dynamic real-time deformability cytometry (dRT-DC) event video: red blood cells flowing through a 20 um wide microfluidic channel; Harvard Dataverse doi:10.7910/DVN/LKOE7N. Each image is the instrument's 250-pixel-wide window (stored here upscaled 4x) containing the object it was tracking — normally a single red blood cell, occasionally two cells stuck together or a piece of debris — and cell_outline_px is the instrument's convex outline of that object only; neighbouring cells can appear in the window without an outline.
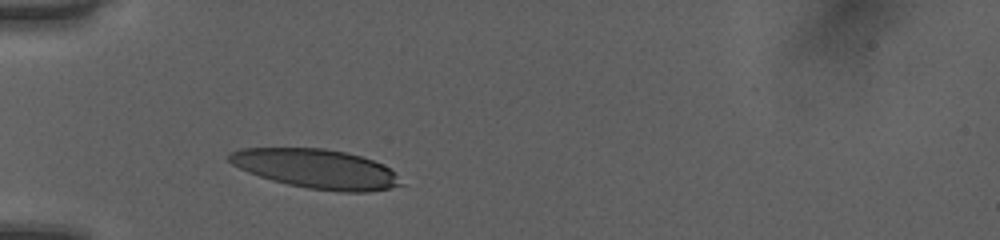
{"species": "human", "species_latin": "Homo sapiens", "temperature_condition": "room temperature", "stored_images_in_passage": 32, "camera_frame_rate_fps": 3000, "um_per_image_px": 0.085, "donor": {"sex": "female"}, "frame": {"image": 1, "passage_image": 1, "time_ms": 0.0, "image_size_px": [1000, 240], "cell_outline_px": [[404, 184], [388, 188], [368, 192], [340, 192], [308, 188], [288, 184], [272, 180], [248, 172], [232, 164], [228, 160], [228, 156], [232, 152], [240, 148], [324, 148], [344, 152], [360, 156], [372, 160], [388, 168]], "centroid_in_image_um": [26.85, 14.35], "position_along_channel_um": 58.2, "area_um2": 38.84}}
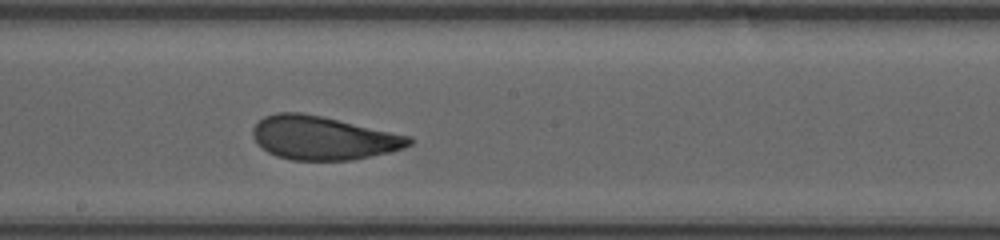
{"frame": {"image": 2, "passage_image": 14, "time_ms": 4.333, "image_size_px": [1000, 240], "cell_outline_px": [[412, 144], [404, 148], [388, 152], [352, 160], [292, 160], [276, 156], [268, 152], [256, 144], [252, 136], [252, 128], [264, 116], [276, 112], [300, 112], [320, 116], [412, 136]], "centroid_in_image_um": [27.43, 11.72], "position_along_channel_um": 220.8, "area_um2": 39.65}}
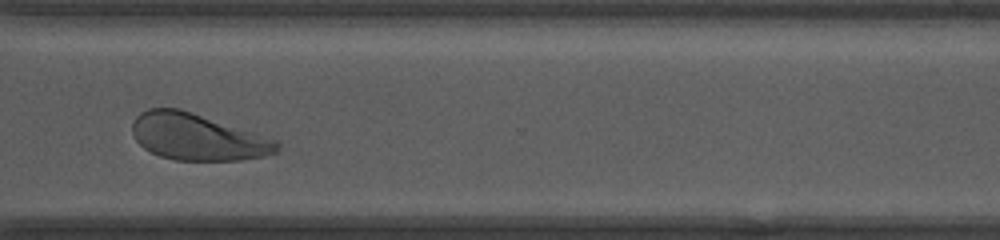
{"frame": {"image": 3, "passage_image": 24, "time_ms": 7.667, "image_size_px": [1000, 240], "cell_outline_px": [[280, 148], [276, 152], [264, 156], [240, 160], [176, 160], [160, 156], [144, 148], [136, 140], [132, 132], [132, 124], [136, 116], [140, 112], [148, 108], [180, 108], [256, 132], [280, 140]], "centroid_in_image_um": [16.82, 11.63], "position_along_channel_um": 353.8, "area_um2": 39.59}, "authors_computed_cell_mechanics": {"area_um2": 39.304, "velocity_mm_per_s": 4.007, "shape_relaxation_time_tau1_ms": 3.4439, "shape_relaxation_time_tau2_ms": 0.9857, "deformation_change_tau1": 0.1481, "deformation_change_tau2": 0.085}}